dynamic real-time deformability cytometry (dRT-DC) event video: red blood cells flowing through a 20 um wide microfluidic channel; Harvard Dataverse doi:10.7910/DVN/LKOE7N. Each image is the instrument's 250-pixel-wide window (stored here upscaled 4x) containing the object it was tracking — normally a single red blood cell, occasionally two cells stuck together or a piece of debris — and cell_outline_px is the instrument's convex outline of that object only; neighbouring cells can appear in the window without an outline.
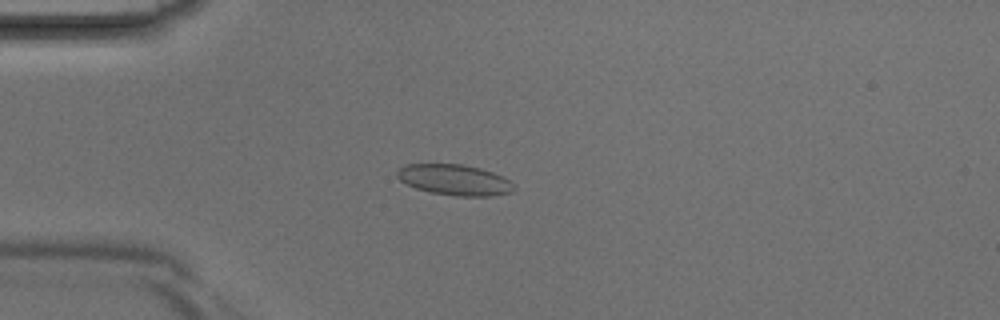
{"species": "Egyptian fruit bat (a non-hibernating species)", "species_latin": "Rousettus aegyptiacus", "temperature_condition": "room temperature", "stored_images_in_passage": 3, "camera_frame_rate_fps": 3000, "um_per_image_px": 0.085, "animal": {"sex": "male"}, "frame": {"image": 1, "passage_image": 3, "time_ms": 0.667, "image_size_px": [1000, 320], "cell_outline_px": [[516, 188], [512, 192], [492, 196], [456, 196], [432, 192], [416, 188], [400, 180], [396, 176], [396, 172], [404, 164], [464, 164], [480, 168], [504, 176]], "centroid_in_image_um": [38.65, 15.28], "position_along_channel_um": 46.3, "area_um2": 20.92}}